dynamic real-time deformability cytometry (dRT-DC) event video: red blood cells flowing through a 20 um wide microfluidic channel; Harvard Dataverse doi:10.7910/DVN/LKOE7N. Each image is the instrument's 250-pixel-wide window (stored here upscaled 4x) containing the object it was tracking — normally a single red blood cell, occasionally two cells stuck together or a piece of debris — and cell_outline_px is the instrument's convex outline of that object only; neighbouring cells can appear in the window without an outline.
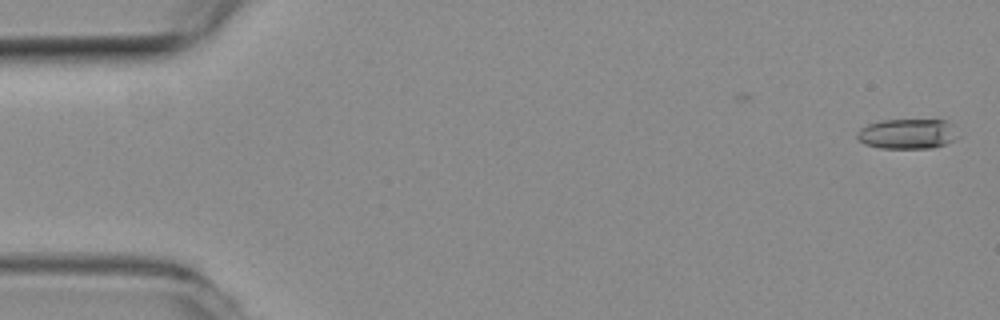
{"species": "common noctule bat (a hibernating species)", "species_latin": "Nyctalus noctula", "temperature_condition": "room temperature", "stored_images_in_passage": 7, "camera_frame_rate_fps": 3000, "um_per_image_px": 0.085, "animal": {"sex": "female", "body_mass_g": 19.3, "forearm_length_mm": 54.1}, "frame": {"image": 1, "passage_image": 2, "time_ms": 0.333, "image_size_px": [1000, 320], "cell_outline_px": [[960, 136], [944, 144], [932, 148], [880, 148], [864, 144], [856, 136], [860, 128], [868, 124], [884, 120], [944, 120]], "centroid_in_image_um": [77.09, 11.38], "position_along_channel_um": 7.9, "area_um2": 17.4}}